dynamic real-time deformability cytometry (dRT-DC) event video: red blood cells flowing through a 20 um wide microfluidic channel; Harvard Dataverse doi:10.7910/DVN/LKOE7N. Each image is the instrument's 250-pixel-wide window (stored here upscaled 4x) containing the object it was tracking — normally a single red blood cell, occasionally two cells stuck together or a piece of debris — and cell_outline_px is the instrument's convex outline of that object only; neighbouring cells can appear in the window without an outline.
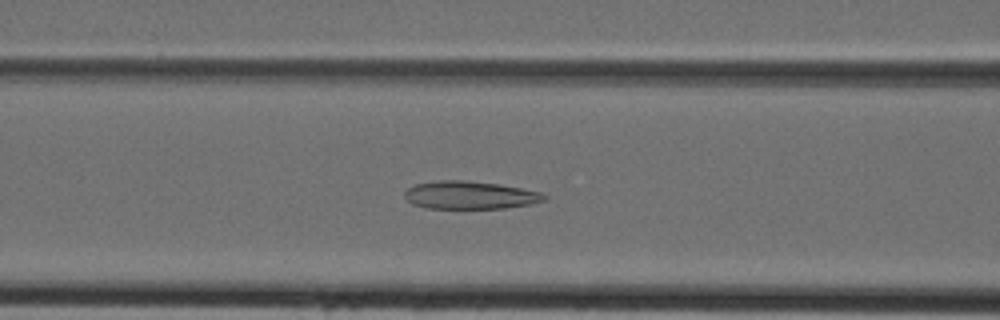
{"species": "Egyptian fruit bat (a non-hibernating species)", "species_latin": "Rousettus aegyptiacus", "temperature_condition": "cold", "stored_images_in_passage": 33, "camera_frame_rate_fps": 3000, "um_per_image_px": 0.085, "animal": {"sex": "female"}, "frame": {"image": 1, "passage_image": 7, "time_ms": 2.0, "image_size_px": [1000, 320], "cell_outline_px": [[548, 196], [544, 200], [532, 204], [504, 208], [428, 208], [412, 204], [404, 196], [404, 192], [408, 188], [416, 184], [440, 180], [464, 180], [496, 184], [520, 188], [540, 192]], "centroid_in_image_um": [39.93, 16.59], "position_along_channel_um": 126.7, "area_um2": 22.48}}
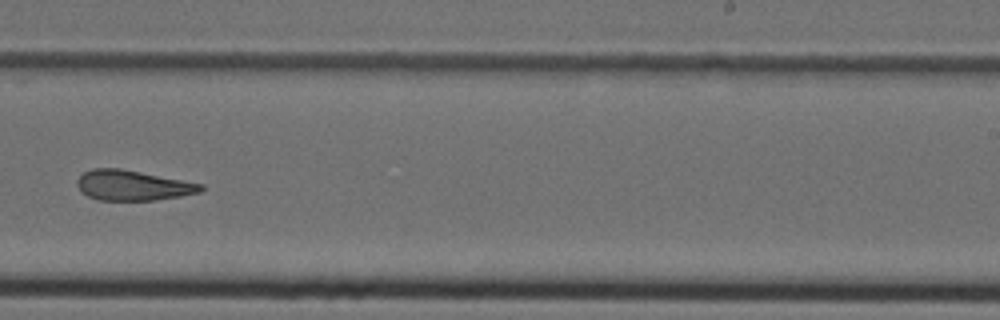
{"frame": {"image": 2, "passage_image": 17, "time_ms": 5.333, "image_size_px": [1000, 320], "cell_outline_px": [[204, 188], [200, 192], [180, 196], [156, 200], [96, 200], [80, 192], [76, 184], [76, 180], [84, 172], [92, 168], [120, 168], [204, 184]], "centroid_in_image_um": [11.25, 15.76], "position_along_channel_um": 277.8, "area_um2": 21.85}}
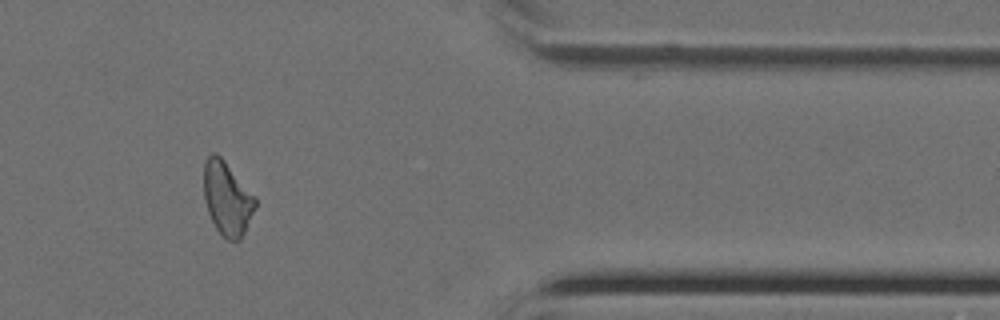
{"frame": {"image": 3, "passage_image": 26, "time_ms": 8.333, "image_size_px": [1000, 320], "cell_outline_px": [[256, 208], [240, 240], [228, 240], [216, 228], [208, 212], [204, 200], [204, 164], [208, 156], [212, 152], [216, 152], [224, 160], [256, 196]], "centroid_in_image_um": [19.31, 16.84], "position_along_channel_um": 392.1, "area_um2": 22.02}}